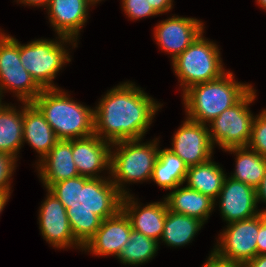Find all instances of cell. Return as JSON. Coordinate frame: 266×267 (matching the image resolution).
Returning <instances> with one entry per match:
<instances>
[{"label":"cell","mask_w":266,"mask_h":267,"mask_svg":"<svg viewBox=\"0 0 266 267\" xmlns=\"http://www.w3.org/2000/svg\"><path fill=\"white\" fill-rule=\"evenodd\" d=\"M66 208L75 240L84 247L100 228L102 220L115 216L123 195L111 181L78 176L54 183L48 189Z\"/></svg>","instance_id":"6da1fadb"},{"label":"cell","mask_w":266,"mask_h":267,"mask_svg":"<svg viewBox=\"0 0 266 267\" xmlns=\"http://www.w3.org/2000/svg\"><path fill=\"white\" fill-rule=\"evenodd\" d=\"M162 105L134 82H122L94 107V134L111 144L143 139Z\"/></svg>","instance_id":"7a4b0ae2"},{"label":"cell","mask_w":266,"mask_h":267,"mask_svg":"<svg viewBox=\"0 0 266 267\" xmlns=\"http://www.w3.org/2000/svg\"><path fill=\"white\" fill-rule=\"evenodd\" d=\"M32 103L44 115L58 140L94 134V108L73 100L62 88L43 89Z\"/></svg>","instance_id":"3957f363"},{"label":"cell","mask_w":266,"mask_h":267,"mask_svg":"<svg viewBox=\"0 0 266 267\" xmlns=\"http://www.w3.org/2000/svg\"><path fill=\"white\" fill-rule=\"evenodd\" d=\"M227 71L220 78L192 85L181 96L188 119L209 124L223 111L235 105L253 86L234 79Z\"/></svg>","instance_id":"277c9868"},{"label":"cell","mask_w":266,"mask_h":267,"mask_svg":"<svg viewBox=\"0 0 266 267\" xmlns=\"http://www.w3.org/2000/svg\"><path fill=\"white\" fill-rule=\"evenodd\" d=\"M158 139L146 143L132 139L111 145L110 179L123 196L131 194L127 184L151 180L160 148Z\"/></svg>","instance_id":"5b68a950"},{"label":"cell","mask_w":266,"mask_h":267,"mask_svg":"<svg viewBox=\"0 0 266 267\" xmlns=\"http://www.w3.org/2000/svg\"><path fill=\"white\" fill-rule=\"evenodd\" d=\"M67 45L78 47L75 40L60 35L55 40L35 39L27 44L20 43V61L42 89L59 88L53 80L63 66L71 62Z\"/></svg>","instance_id":"8992f818"},{"label":"cell","mask_w":266,"mask_h":267,"mask_svg":"<svg viewBox=\"0 0 266 267\" xmlns=\"http://www.w3.org/2000/svg\"><path fill=\"white\" fill-rule=\"evenodd\" d=\"M203 34L204 31L171 62L182 92L192 85L216 80L227 72L218 45Z\"/></svg>","instance_id":"52a82bcc"},{"label":"cell","mask_w":266,"mask_h":267,"mask_svg":"<svg viewBox=\"0 0 266 267\" xmlns=\"http://www.w3.org/2000/svg\"><path fill=\"white\" fill-rule=\"evenodd\" d=\"M256 91L252 87L235 105L207 124L214 147L216 144L224 151L248 146L255 117L249 106L257 97Z\"/></svg>","instance_id":"ba28073f"},{"label":"cell","mask_w":266,"mask_h":267,"mask_svg":"<svg viewBox=\"0 0 266 267\" xmlns=\"http://www.w3.org/2000/svg\"><path fill=\"white\" fill-rule=\"evenodd\" d=\"M0 29V97L13 92L18 101L32 102L42 88L26 71L20 61V42Z\"/></svg>","instance_id":"9c48e42d"},{"label":"cell","mask_w":266,"mask_h":267,"mask_svg":"<svg viewBox=\"0 0 266 267\" xmlns=\"http://www.w3.org/2000/svg\"><path fill=\"white\" fill-rule=\"evenodd\" d=\"M260 214L240 221L228 223L220 232L212 252L220 259L243 266L257 256V237ZM218 243V244H217Z\"/></svg>","instance_id":"30bf717a"},{"label":"cell","mask_w":266,"mask_h":267,"mask_svg":"<svg viewBox=\"0 0 266 267\" xmlns=\"http://www.w3.org/2000/svg\"><path fill=\"white\" fill-rule=\"evenodd\" d=\"M41 202L38 221L40 233L53 248H74L83 250V247L75 240L72 233L66 208L50 191Z\"/></svg>","instance_id":"8fae6325"},{"label":"cell","mask_w":266,"mask_h":267,"mask_svg":"<svg viewBox=\"0 0 266 267\" xmlns=\"http://www.w3.org/2000/svg\"><path fill=\"white\" fill-rule=\"evenodd\" d=\"M182 122L172 137V147L168 149L179 156L188 167L213 158L214 146L208 126L187 117Z\"/></svg>","instance_id":"7c38bea8"},{"label":"cell","mask_w":266,"mask_h":267,"mask_svg":"<svg viewBox=\"0 0 266 267\" xmlns=\"http://www.w3.org/2000/svg\"><path fill=\"white\" fill-rule=\"evenodd\" d=\"M204 28L199 19L173 14L155 25L153 36L160 50L170 54L172 61L191 45Z\"/></svg>","instance_id":"4fadbf2b"},{"label":"cell","mask_w":266,"mask_h":267,"mask_svg":"<svg viewBox=\"0 0 266 267\" xmlns=\"http://www.w3.org/2000/svg\"><path fill=\"white\" fill-rule=\"evenodd\" d=\"M216 200L219 202V211L226 224L249 219L261 213L258 209L256 189L229 176L225 177Z\"/></svg>","instance_id":"5bb4252c"},{"label":"cell","mask_w":266,"mask_h":267,"mask_svg":"<svg viewBox=\"0 0 266 267\" xmlns=\"http://www.w3.org/2000/svg\"><path fill=\"white\" fill-rule=\"evenodd\" d=\"M102 0H50L46 8L50 26L56 35L77 42L80 31L87 23L89 9Z\"/></svg>","instance_id":"9a60e30c"},{"label":"cell","mask_w":266,"mask_h":267,"mask_svg":"<svg viewBox=\"0 0 266 267\" xmlns=\"http://www.w3.org/2000/svg\"><path fill=\"white\" fill-rule=\"evenodd\" d=\"M111 143L96 134L72 140L73 161L80 176L102 178L104 170L110 175Z\"/></svg>","instance_id":"2e32d148"},{"label":"cell","mask_w":266,"mask_h":267,"mask_svg":"<svg viewBox=\"0 0 266 267\" xmlns=\"http://www.w3.org/2000/svg\"><path fill=\"white\" fill-rule=\"evenodd\" d=\"M131 223L126 214L120 210L115 216L102 220L100 228L83 247V251L94 256L118 257L129 241Z\"/></svg>","instance_id":"e0dca14e"},{"label":"cell","mask_w":266,"mask_h":267,"mask_svg":"<svg viewBox=\"0 0 266 267\" xmlns=\"http://www.w3.org/2000/svg\"><path fill=\"white\" fill-rule=\"evenodd\" d=\"M133 194L122 198L121 210L129 218L132 230L144 234L161 243L165 218L168 211L165 200L150 202L145 206Z\"/></svg>","instance_id":"ac0fdd59"},{"label":"cell","mask_w":266,"mask_h":267,"mask_svg":"<svg viewBox=\"0 0 266 267\" xmlns=\"http://www.w3.org/2000/svg\"><path fill=\"white\" fill-rule=\"evenodd\" d=\"M35 167L45 189L59 181L78 177L72 155V140H58Z\"/></svg>","instance_id":"d6986e66"},{"label":"cell","mask_w":266,"mask_h":267,"mask_svg":"<svg viewBox=\"0 0 266 267\" xmlns=\"http://www.w3.org/2000/svg\"><path fill=\"white\" fill-rule=\"evenodd\" d=\"M58 138L44 115L32 102H23V146L28 143L40 162L55 146Z\"/></svg>","instance_id":"ffe728a7"},{"label":"cell","mask_w":266,"mask_h":267,"mask_svg":"<svg viewBox=\"0 0 266 267\" xmlns=\"http://www.w3.org/2000/svg\"><path fill=\"white\" fill-rule=\"evenodd\" d=\"M181 186L172 189L173 191H169L170 193L163 198L168 210L195 217L206 223L213 210H215L214 200L197 190L188 188L186 185Z\"/></svg>","instance_id":"44dd1931"},{"label":"cell","mask_w":266,"mask_h":267,"mask_svg":"<svg viewBox=\"0 0 266 267\" xmlns=\"http://www.w3.org/2000/svg\"><path fill=\"white\" fill-rule=\"evenodd\" d=\"M20 103L22 106L19 109L9 103L0 105V152L17 161L23 146V102Z\"/></svg>","instance_id":"7402d4cb"},{"label":"cell","mask_w":266,"mask_h":267,"mask_svg":"<svg viewBox=\"0 0 266 267\" xmlns=\"http://www.w3.org/2000/svg\"><path fill=\"white\" fill-rule=\"evenodd\" d=\"M213 160L211 158L204 163L188 167L185 182L188 188L209 196L214 200V205L218 206L216 198L219 196L227 173L225 174L222 167Z\"/></svg>","instance_id":"603a6c76"},{"label":"cell","mask_w":266,"mask_h":267,"mask_svg":"<svg viewBox=\"0 0 266 267\" xmlns=\"http://www.w3.org/2000/svg\"><path fill=\"white\" fill-rule=\"evenodd\" d=\"M204 224L195 217L168 210L160 240L170 248L184 247L186 244L192 243L195 235L203 228Z\"/></svg>","instance_id":"cb8c5ba5"},{"label":"cell","mask_w":266,"mask_h":267,"mask_svg":"<svg viewBox=\"0 0 266 267\" xmlns=\"http://www.w3.org/2000/svg\"><path fill=\"white\" fill-rule=\"evenodd\" d=\"M188 166L168 148L159 149L150 181L163 190H172L185 183Z\"/></svg>","instance_id":"d4e9b609"},{"label":"cell","mask_w":266,"mask_h":267,"mask_svg":"<svg viewBox=\"0 0 266 267\" xmlns=\"http://www.w3.org/2000/svg\"><path fill=\"white\" fill-rule=\"evenodd\" d=\"M224 151L236 155L235 168L230 177L256 189L266 171V157L259 155L248 146L229 148Z\"/></svg>","instance_id":"484cf974"},{"label":"cell","mask_w":266,"mask_h":267,"mask_svg":"<svg viewBox=\"0 0 266 267\" xmlns=\"http://www.w3.org/2000/svg\"><path fill=\"white\" fill-rule=\"evenodd\" d=\"M159 246V242L156 240L131 230L129 241L125 244L117 259L124 265H143L156 256Z\"/></svg>","instance_id":"4316f807"},{"label":"cell","mask_w":266,"mask_h":267,"mask_svg":"<svg viewBox=\"0 0 266 267\" xmlns=\"http://www.w3.org/2000/svg\"><path fill=\"white\" fill-rule=\"evenodd\" d=\"M248 147L266 157V109L254 117Z\"/></svg>","instance_id":"83f0119b"},{"label":"cell","mask_w":266,"mask_h":267,"mask_svg":"<svg viewBox=\"0 0 266 267\" xmlns=\"http://www.w3.org/2000/svg\"><path fill=\"white\" fill-rule=\"evenodd\" d=\"M121 8L130 20L158 16L147 0H121Z\"/></svg>","instance_id":"f1b7e54d"},{"label":"cell","mask_w":266,"mask_h":267,"mask_svg":"<svg viewBox=\"0 0 266 267\" xmlns=\"http://www.w3.org/2000/svg\"><path fill=\"white\" fill-rule=\"evenodd\" d=\"M16 167L17 160L15 158L0 152V193H12L11 182Z\"/></svg>","instance_id":"f546056e"},{"label":"cell","mask_w":266,"mask_h":267,"mask_svg":"<svg viewBox=\"0 0 266 267\" xmlns=\"http://www.w3.org/2000/svg\"><path fill=\"white\" fill-rule=\"evenodd\" d=\"M257 255L266 254V214L260 213V226L257 237Z\"/></svg>","instance_id":"4dcf8cb0"},{"label":"cell","mask_w":266,"mask_h":267,"mask_svg":"<svg viewBox=\"0 0 266 267\" xmlns=\"http://www.w3.org/2000/svg\"><path fill=\"white\" fill-rule=\"evenodd\" d=\"M158 15L167 14L173 8L174 0H147Z\"/></svg>","instance_id":"1f68e13d"},{"label":"cell","mask_w":266,"mask_h":267,"mask_svg":"<svg viewBox=\"0 0 266 267\" xmlns=\"http://www.w3.org/2000/svg\"><path fill=\"white\" fill-rule=\"evenodd\" d=\"M202 267H241V266L220 259L211 251V253L209 254L207 260L202 265Z\"/></svg>","instance_id":"d6a6232c"},{"label":"cell","mask_w":266,"mask_h":267,"mask_svg":"<svg viewBox=\"0 0 266 267\" xmlns=\"http://www.w3.org/2000/svg\"><path fill=\"white\" fill-rule=\"evenodd\" d=\"M257 202L258 204L263 202L266 204V171L261 180L260 185L256 188ZM261 213L266 214V208L260 209Z\"/></svg>","instance_id":"836d02e7"},{"label":"cell","mask_w":266,"mask_h":267,"mask_svg":"<svg viewBox=\"0 0 266 267\" xmlns=\"http://www.w3.org/2000/svg\"><path fill=\"white\" fill-rule=\"evenodd\" d=\"M242 267H266V254L257 255L250 261L246 262Z\"/></svg>","instance_id":"e575fe53"},{"label":"cell","mask_w":266,"mask_h":267,"mask_svg":"<svg viewBox=\"0 0 266 267\" xmlns=\"http://www.w3.org/2000/svg\"><path fill=\"white\" fill-rule=\"evenodd\" d=\"M19 4H24V6H33V7H48L50 0H16Z\"/></svg>","instance_id":"d590c367"},{"label":"cell","mask_w":266,"mask_h":267,"mask_svg":"<svg viewBox=\"0 0 266 267\" xmlns=\"http://www.w3.org/2000/svg\"><path fill=\"white\" fill-rule=\"evenodd\" d=\"M11 193H0V214L3 211L7 202H9Z\"/></svg>","instance_id":"8d00e7d4"},{"label":"cell","mask_w":266,"mask_h":267,"mask_svg":"<svg viewBox=\"0 0 266 267\" xmlns=\"http://www.w3.org/2000/svg\"><path fill=\"white\" fill-rule=\"evenodd\" d=\"M256 3H258V6L266 11V0H256Z\"/></svg>","instance_id":"74e56055"}]
</instances>
